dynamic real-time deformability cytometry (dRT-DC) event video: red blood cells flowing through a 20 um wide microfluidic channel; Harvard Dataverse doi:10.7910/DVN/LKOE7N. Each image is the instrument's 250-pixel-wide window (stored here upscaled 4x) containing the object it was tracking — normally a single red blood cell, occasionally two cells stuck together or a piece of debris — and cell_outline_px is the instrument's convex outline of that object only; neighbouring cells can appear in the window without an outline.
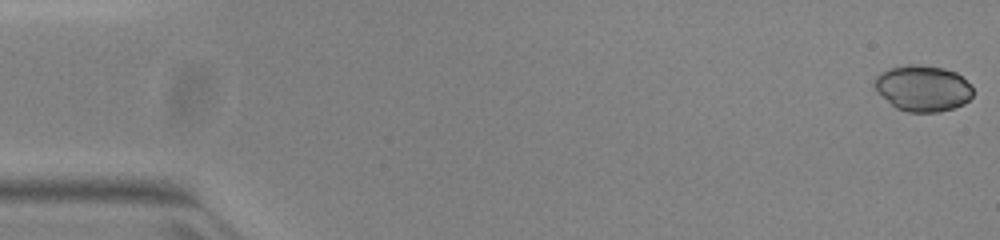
{"species": "common noctule bat (a hibernating species)", "species_latin": "Nyctalus noctula", "temperature_condition": "warm", "stored_images_in_passage": 46, "camera_frame_rate_fps": 3000, "um_per_image_px": 0.085, "animal": {"sex": "female", "body_mass_g": 23.0, "forearm_length_mm": 53.4}, "frame": {"image": 1, "passage_image": 1, "time_ms": 0.0, "image_size_px": [1000, 240], "cell_outline_px": [[972, 96], [964, 104], [940, 112], [908, 112], [896, 108], [872, 84], [876, 76], [880, 72], [888, 68], [908, 64], [916, 64], [944, 68], [956, 72], [972, 84]], "centroid_in_image_um": [78.46, 7.49], "position_along_channel_um": 6.5, "area_um2": 26.41}}
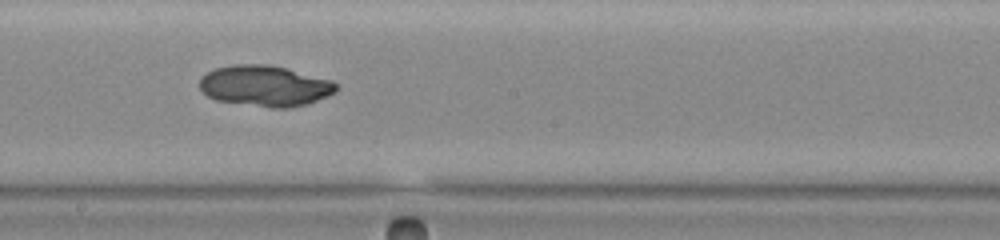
{"frame": {"image": 2, "passage_image": 29, "time_ms": 9.333, "image_size_px": [1000, 240], "cell_outline_px": [[340, 88], [336, 92], [328, 96], [308, 104], [288, 108], [272, 108], [216, 100], [208, 96], [200, 88], [200, 80], [208, 72], [216, 68], [236, 64], [268, 64], [288, 68], [332, 80]], "centroid_in_image_um": [22.58, 7.3], "position_along_channel_um": 225.6, "area_um2": 32.66}}
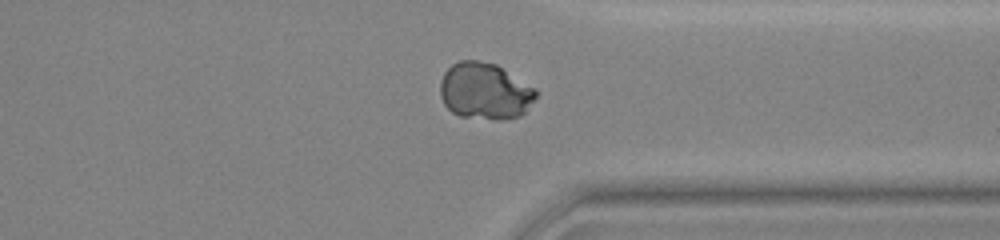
{"frame": {"image": 3, "passage_image": 40, "time_ms": 13.0, "image_size_px": [1000, 240], "cell_outline_px": [[536, 96], [524, 112], [520, 116], [504, 120], [496, 120], [460, 116], [452, 112], [444, 104], [440, 96], [440, 80], [444, 72], [452, 64], [460, 60], [476, 60], [496, 64], [536, 88]], "centroid_in_image_um": [41.19, 7.74], "position_along_channel_um": 370.2, "area_um2": 31.73}}